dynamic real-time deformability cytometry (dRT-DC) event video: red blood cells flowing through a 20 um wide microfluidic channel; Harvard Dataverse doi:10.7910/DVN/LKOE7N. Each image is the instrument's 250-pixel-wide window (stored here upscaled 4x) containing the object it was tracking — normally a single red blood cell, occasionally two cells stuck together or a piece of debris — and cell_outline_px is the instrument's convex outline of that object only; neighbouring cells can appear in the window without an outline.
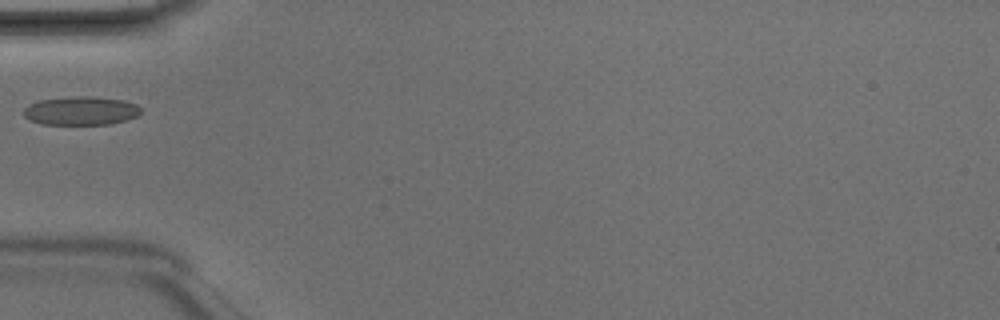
{"species": "Egyptian fruit bat (a non-hibernating species)", "species_latin": "Rousettus aegyptiacus", "temperature_condition": "room temperature", "stored_images_in_passage": 3, "camera_frame_rate_fps": 3000, "um_per_image_px": 0.085, "animal": {"sex": "male"}, "frame": {"image": 1, "passage_image": 3, "time_ms": 0.667, "image_size_px": [1000, 320], "cell_outline_px": [[140, 112], [136, 116], [128, 120], [112, 124], [40, 124], [24, 116], [24, 108], [28, 104], [40, 100], [76, 96], [88, 96], [124, 100], [136, 104], [140, 108]], "centroid_in_image_um": [6.89, 9.42], "position_along_channel_um": 78.1, "area_um2": 19.48}}